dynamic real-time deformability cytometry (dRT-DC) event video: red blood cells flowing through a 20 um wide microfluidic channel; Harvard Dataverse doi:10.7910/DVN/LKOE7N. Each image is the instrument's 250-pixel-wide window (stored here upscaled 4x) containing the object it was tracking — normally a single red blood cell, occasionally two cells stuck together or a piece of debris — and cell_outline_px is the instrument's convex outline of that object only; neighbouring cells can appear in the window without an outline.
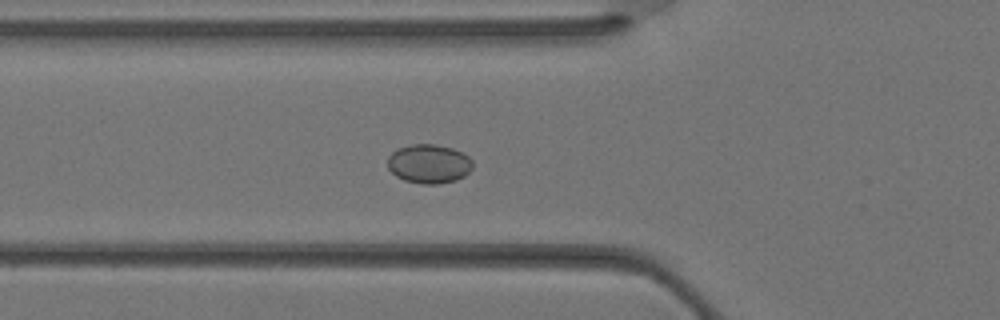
{"species": "Egyptian fruit bat (a non-hibernating species)", "species_latin": "Rousettus aegyptiacus", "temperature_condition": "warm", "stored_images_in_passage": 16, "camera_frame_rate_fps": 3000, "um_per_image_px": 0.085, "animal": {"sex": "female"}, "frame": {"image": 1, "passage_image": 3, "time_ms": 0.667, "image_size_px": [1000, 320], "cell_outline_px": [[472, 168], [464, 176], [456, 180], [436, 184], [420, 184], [404, 180], [396, 176], [388, 168], [388, 156], [396, 148], [412, 144], [436, 144], [452, 148], [468, 156], [472, 160]], "centroid_in_image_um": [36.44, 13.92], "position_along_channel_um": 89.4, "area_um2": 19.42}}
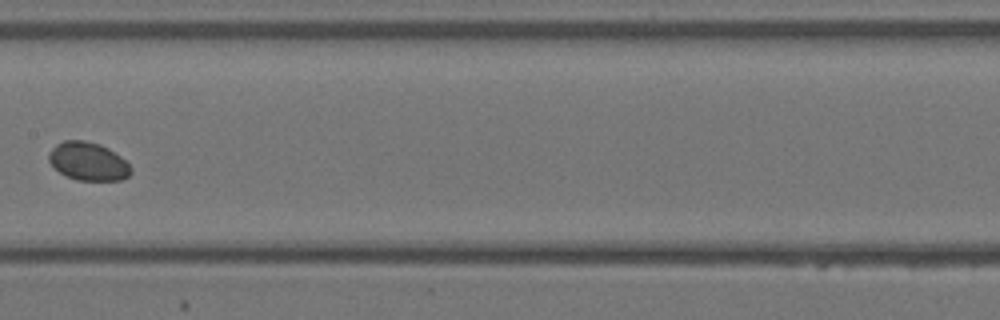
{"frame": {"image": 2, "passage_image": 9, "time_ms": 2.667, "image_size_px": [1000, 320], "cell_outline_px": [[132, 172], [128, 176], [120, 180], [76, 180], [64, 176], [48, 160], [48, 152], [56, 144], [64, 140], [84, 140], [100, 144], [108, 148], [120, 156], [132, 168]], "centroid_in_image_um": [7.48, 13.71], "position_along_channel_um": 199.9, "area_um2": 18.32}}
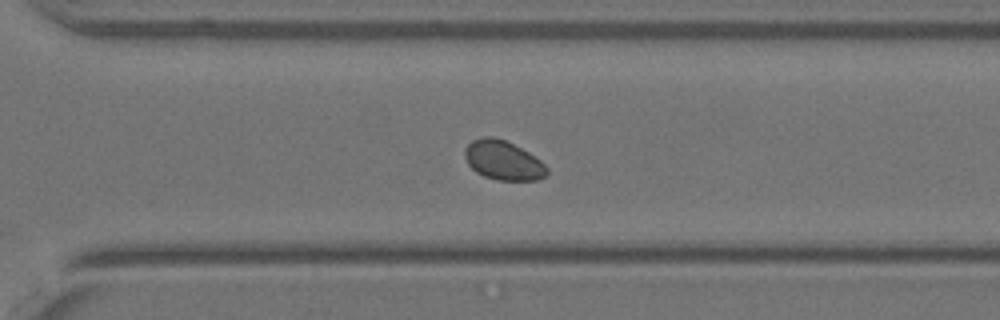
{"frame": {"image": 3, "passage_image": 16, "time_ms": 5.0, "image_size_px": [1000, 320], "cell_outline_px": [[548, 172], [544, 176], [536, 180], [496, 180], [484, 176], [476, 172], [468, 164], [464, 156], [464, 148], [472, 140], [484, 136], [492, 136], [504, 140], [528, 152], [540, 160], [548, 168]], "centroid_in_image_um": [42.74, 13.63], "position_along_channel_um": 327.9, "area_um2": 18.73}}